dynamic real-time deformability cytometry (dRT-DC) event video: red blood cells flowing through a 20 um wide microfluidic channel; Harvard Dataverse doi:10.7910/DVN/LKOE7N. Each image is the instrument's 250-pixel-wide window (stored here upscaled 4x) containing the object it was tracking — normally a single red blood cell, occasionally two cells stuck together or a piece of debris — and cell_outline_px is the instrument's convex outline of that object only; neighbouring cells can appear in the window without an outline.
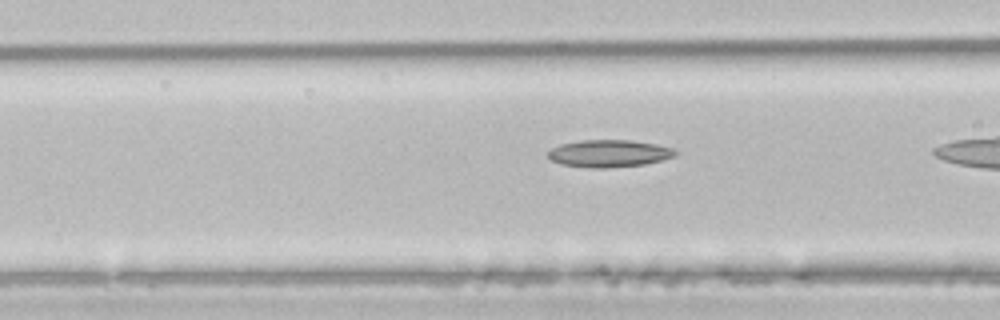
{"species": "common noctule bat (a hibernating species)", "species_latin": "Nyctalus noctula", "temperature_condition": "room temperature", "stored_images_in_passage": 4, "camera_frame_rate_fps": 3000, "um_per_image_px": 0.085, "animal": {"sex": "male", "body_mass_g": 21.5, "forearm_length_mm": 52.0}, "frame": {"image": 1, "passage_image": 4, "time_ms": 1.0, "image_size_px": [1000, 320], "cell_outline_px": [[680, 152], [676, 156], [644, 164], [608, 168], [588, 168], [560, 164], [552, 160], [548, 156], [548, 152], [552, 148], [560, 144], [580, 140], [632, 140], [656, 144], [676, 148]], "centroid_in_image_um": [51.81, 13.04], "position_along_channel_um": 114.8, "area_um2": 20.46}}